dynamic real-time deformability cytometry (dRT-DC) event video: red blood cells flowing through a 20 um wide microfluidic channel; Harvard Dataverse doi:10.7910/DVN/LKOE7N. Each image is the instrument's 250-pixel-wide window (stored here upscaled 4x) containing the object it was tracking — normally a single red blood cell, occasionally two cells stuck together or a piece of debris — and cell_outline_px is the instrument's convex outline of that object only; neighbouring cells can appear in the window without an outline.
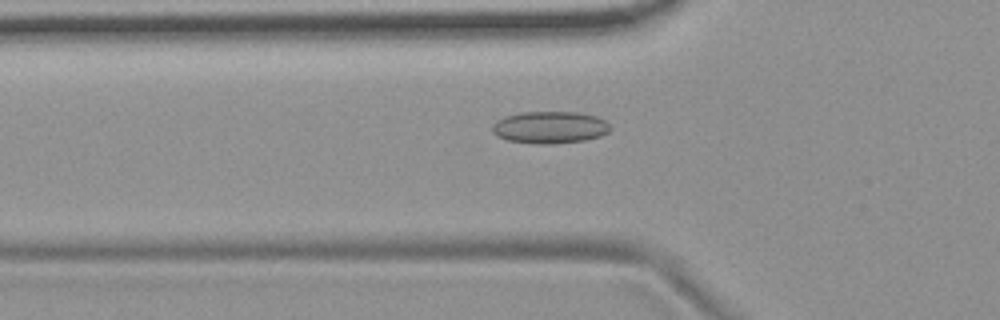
{"species": "common noctule bat (a hibernating species)", "species_latin": "Nyctalus noctula", "temperature_condition": "room temperature", "stored_images_in_passage": 55, "camera_frame_rate_fps": 3000, "um_per_image_px": 0.085, "animal": {"sex": "female", "body_mass_g": 19.9}, "frame": {"image": 1, "passage_image": 19, "time_ms": 6.0, "image_size_px": [1000, 320], "cell_outline_px": [[612, 128], [608, 132], [600, 136], [584, 140], [552, 144], [536, 144], [508, 140], [496, 136], [492, 132], [492, 124], [496, 120], [504, 116], [520, 112], [576, 112], [596, 116], [604, 120]], "centroid_in_image_um": [46.7, 10.82], "position_along_channel_um": 79.1, "area_um2": 22.2}}
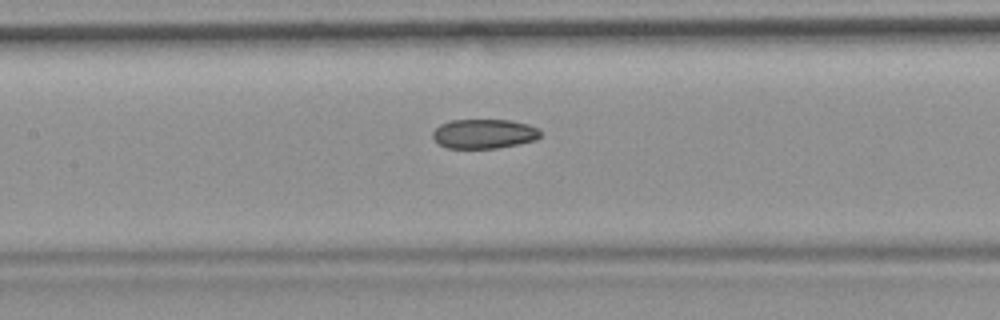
{"frame": {"image": 2, "passage_image": 26, "time_ms": 8.333, "image_size_px": [1000, 320], "cell_outline_px": [[540, 136], [536, 140], [496, 148], [448, 148], [440, 144], [432, 136], [432, 132], [440, 124], [452, 120], [512, 120], [528, 124], [540, 128]], "centroid_in_image_um": [41.16, 11.36], "position_along_channel_um": 166.2, "area_um2": 18.44}}
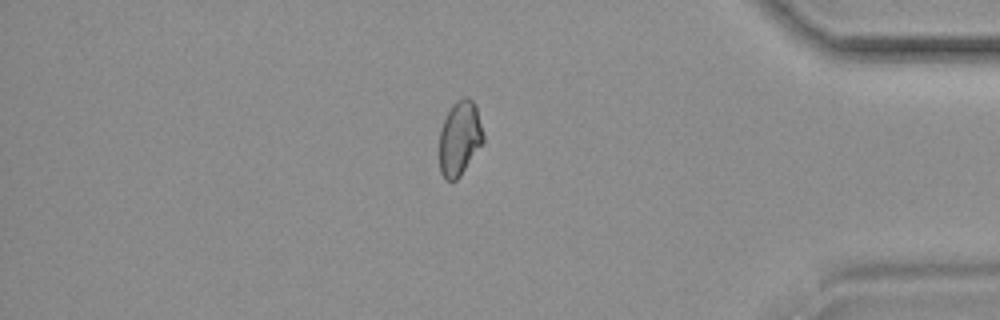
{"frame": {"image": 3, "passage_image": 47, "time_ms": 15.333, "image_size_px": [1000, 320], "cell_outline_px": [[484, 140], [460, 176], [456, 180], [448, 180], [440, 172], [440, 128], [452, 104], [456, 100], [464, 96], [468, 96], [476, 104], [484, 132]], "centroid_in_image_um": [39.09, 11.69], "position_along_channel_um": 396.1, "area_um2": 19.07}, "authors_computed_cell_mechanics": {"area_um2": 19.8254, "velocity_mm_per_s": 3.7141, "shape_relaxation_time_tau1_ms": null, "shape_relaxation_time_tau2_ms": 3.8806, "deformation_change_tau1": null, "deformation_change_tau2": 0.0766}}